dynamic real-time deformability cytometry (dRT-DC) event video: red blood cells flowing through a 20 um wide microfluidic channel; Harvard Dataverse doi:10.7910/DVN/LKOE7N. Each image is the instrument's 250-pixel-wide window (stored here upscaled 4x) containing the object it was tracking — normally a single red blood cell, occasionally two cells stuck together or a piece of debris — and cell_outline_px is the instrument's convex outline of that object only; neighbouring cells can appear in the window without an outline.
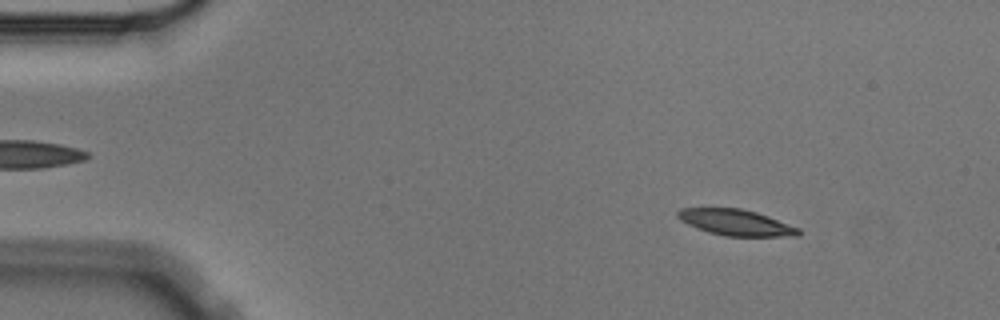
{"species": "Egyptian fruit bat (a non-hibernating species)", "species_latin": "Rousettus aegyptiacus", "temperature_condition": "cold", "stored_images_in_passage": 12, "camera_frame_rate_fps": 3000, "um_per_image_px": 0.085, "animal": {"sex": "male"}, "frame": {"image": 1, "passage_image": 1, "time_ms": 0.0, "image_size_px": [1000, 320], "cell_outline_px": [[800, 236], [724, 236], [708, 232], [696, 228], [680, 220], [676, 216], [676, 212], [680, 208], [740, 208], [756, 212], [768, 216], [800, 228]], "centroid_in_image_um": [62.54, 18.91], "position_along_channel_um": 22.5, "area_um2": 18.38}}
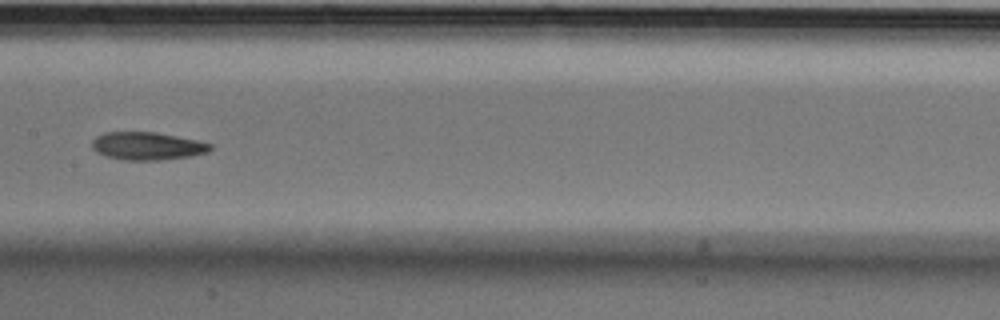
{"frame": {"image": 2, "passage_image": 6, "time_ms": 1.667, "image_size_px": [1000, 320], "cell_outline_px": [[212, 148], [208, 152], [192, 156], [160, 160], [124, 160], [104, 156], [96, 152], [92, 148], [92, 140], [96, 136], [104, 132], [156, 132], [196, 140], [212, 144]], "centroid_in_image_um": [12.49, 12.41], "position_along_channel_um": 194.9, "area_um2": 19.31}}
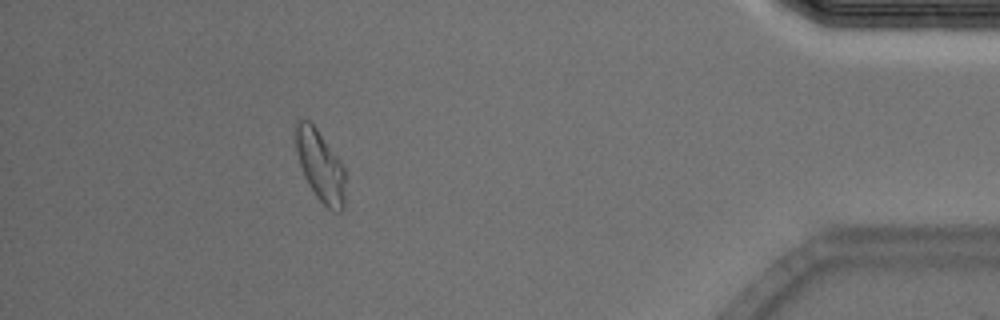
{"frame": {"image": 3, "passage_image": 12, "time_ms": 3.667, "image_size_px": [1000, 320], "cell_outline_px": [[344, 208], [340, 212], [332, 212], [316, 196], [304, 176], [300, 164], [296, 148], [292, 128], [300, 120], [308, 120], [316, 128], [340, 160], [344, 168]], "centroid_in_image_um": [27.2, 14.08], "position_along_channel_um": 408.0, "area_um2": 20.46}}